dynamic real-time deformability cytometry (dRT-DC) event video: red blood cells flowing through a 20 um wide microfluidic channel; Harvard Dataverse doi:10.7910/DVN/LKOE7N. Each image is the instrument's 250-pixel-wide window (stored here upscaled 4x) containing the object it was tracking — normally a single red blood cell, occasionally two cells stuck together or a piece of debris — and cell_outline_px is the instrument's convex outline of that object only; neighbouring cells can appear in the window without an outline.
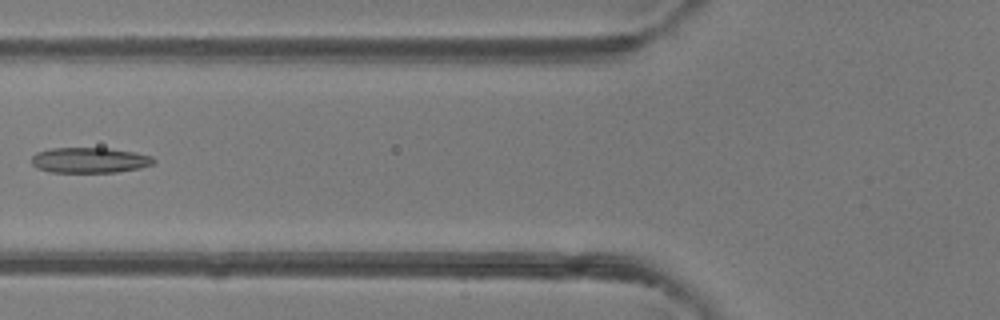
{"species": "common noctule bat (a hibernating species)", "species_latin": "Nyctalus noctula", "temperature_condition": "room temperature", "stored_images_in_passage": 7, "camera_frame_rate_fps": 3000, "um_per_image_px": 0.085, "animal": {"sex": "female"}, "frame": {"image": 1, "passage_image": 6, "time_ms": 1.667, "image_size_px": [1000, 320], "cell_outline_px": [[156, 160], [152, 164], [140, 168], [116, 172], [48, 172], [36, 168], [32, 164], [32, 156], [36, 152], [52, 148], [112, 148], [136, 152], [152, 156]], "centroid_in_image_um": [7.62, 13.61], "position_along_channel_um": 118.2, "area_um2": 18.26}}
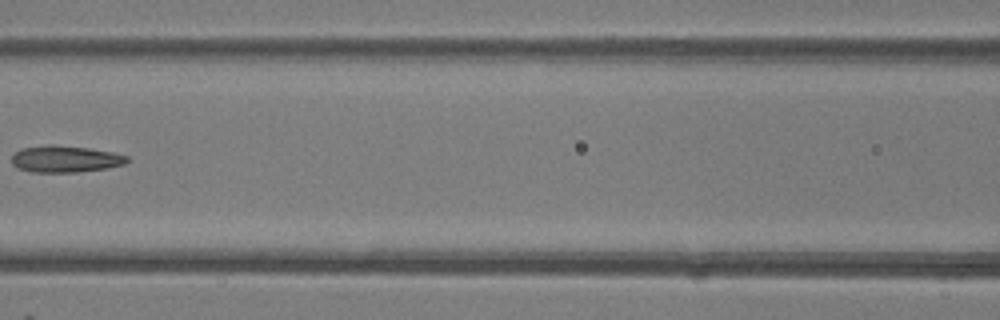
{"frame": {"image": 2, "passage_image": 7, "time_ms": 2.0, "image_size_px": [1000, 320], "cell_outline_px": [[128, 160], [124, 164], [108, 168], [76, 172], [32, 172], [16, 168], [12, 164], [12, 156], [20, 148], [48, 144], [52, 144], [88, 148], [112, 152], [128, 156]], "centroid_in_image_um": [5.51, 13.51], "position_along_channel_um": 161.1, "area_um2": 18.03}}